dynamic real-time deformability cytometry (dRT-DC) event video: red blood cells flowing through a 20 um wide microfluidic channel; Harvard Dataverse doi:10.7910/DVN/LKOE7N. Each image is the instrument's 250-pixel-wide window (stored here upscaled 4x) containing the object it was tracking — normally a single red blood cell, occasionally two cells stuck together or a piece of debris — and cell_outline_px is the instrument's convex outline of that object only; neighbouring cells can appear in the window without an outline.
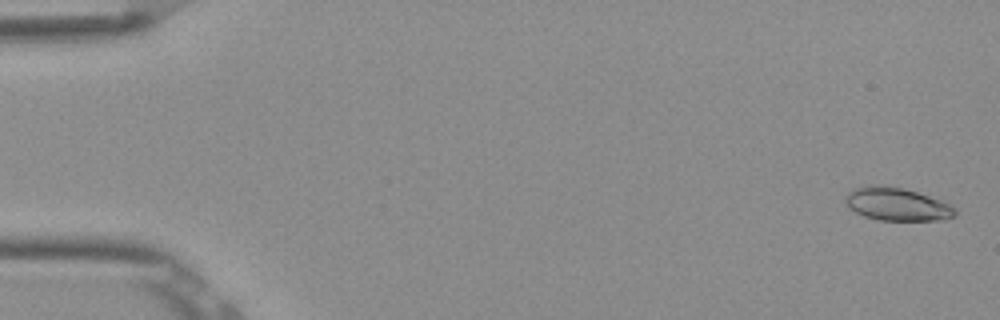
{"species": "Egyptian fruit bat (a non-hibernating species)", "species_latin": "Rousettus aegyptiacus", "temperature_condition": "room temperature", "stored_images_in_passage": 53, "camera_frame_rate_fps": 3000, "um_per_image_px": 0.085, "frame": {"image": 1, "passage_image": 2, "time_ms": 0.333, "image_size_px": [1000, 320], "cell_outline_px": [[956, 216], [944, 220], [880, 220], [864, 216], [848, 208], [844, 200], [844, 196], [852, 188], [868, 184], [876, 184], [900, 188], [916, 192], [940, 200], [956, 208]], "centroid_in_image_um": [76.19, 17.35], "position_along_channel_um": 8.8, "area_um2": 21.21}}
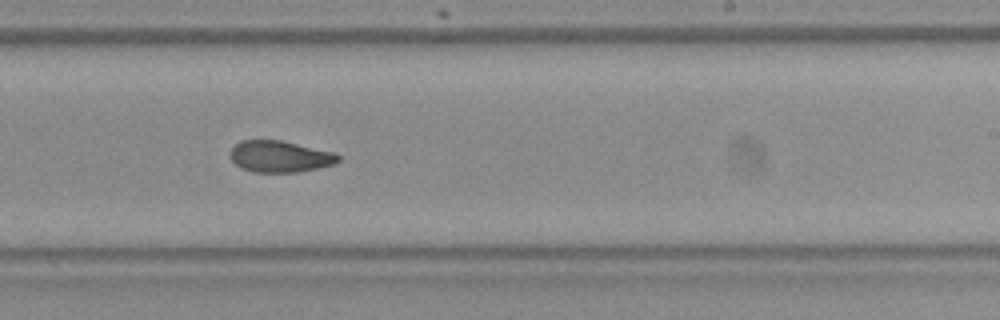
{"frame": {"image": 2, "passage_image": 33, "time_ms": 10.667, "image_size_px": [1000, 320], "cell_outline_px": [[340, 160], [332, 164], [316, 168], [296, 172], [252, 172], [236, 164], [228, 156], [228, 152], [240, 140], [280, 140], [336, 152], [340, 156]], "centroid_in_image_um": [23.77, 13.29], "position_along_channel_um": 265.2, "area_um2": 19.83}}
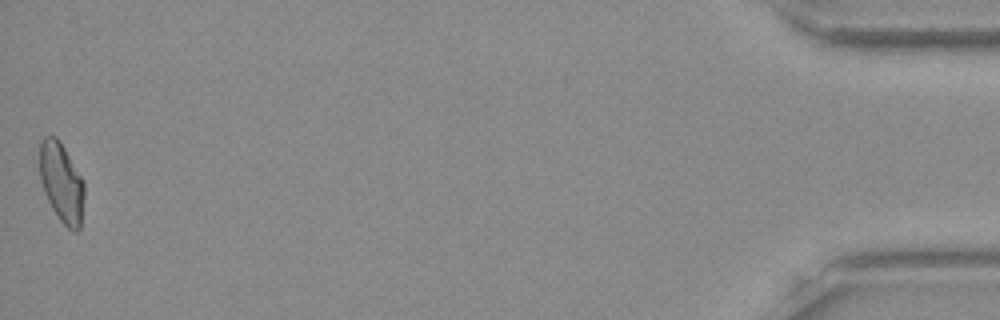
{"frame": {"image": 3, "passage_image": 53, "time_ms": 17.333, "image_size_px": [1000, 320], "cell_outline_px": [[84, 196], [80, 228], [76, 232], [72, 232], [60, 220], [52, 208], [44, 192], [40, 180], [40, 140], [44, 136], [56, 136], [60, 140], [84, 180]], "centroid_in_image_um": [5.24, 15.5], "position_along_channel_um": 430.0, "area_um2": 20.87}, "authors_computed_cell_mechanics": {"area_um2": 20.519, "velocity_mm_per_s": 3.8865, "shape_relaxation_time_tau1_ms": null, "shape_relaxation_time_tau2_ms": 4.5184, "deformation_change_tau1": null, "deformation_change_tau2": 0.1046}}